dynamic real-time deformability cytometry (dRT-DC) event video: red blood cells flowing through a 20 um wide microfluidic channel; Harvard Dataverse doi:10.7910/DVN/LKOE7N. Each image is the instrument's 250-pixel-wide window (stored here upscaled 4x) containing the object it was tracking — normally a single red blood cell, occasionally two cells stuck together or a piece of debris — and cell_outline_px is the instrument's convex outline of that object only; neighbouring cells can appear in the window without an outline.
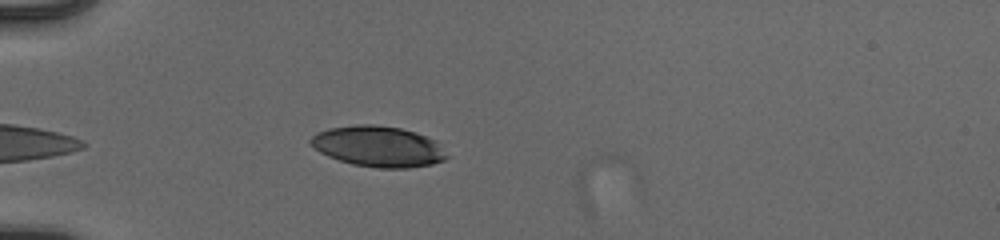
{"species": "human", "species_latin": "Homo sapiens", "temperature_condition": "cold", "stored_images_in_passage": 38, "camera_frame_rate_fps": 3000, "um_per_image_px": 0.085, "donor": {"sex": "male"}, "frame": {"image": 1, "passage_image": 1, "time_ms": 0.0, "image_size_px": [1000, 240], "cell_outline_px": [[448, 156], [444, 160], [432, 164], [408, 168], [376, 168], [352, 164], [328, 156], [320, 152], [308, 144], [308, 140], [316, 132], [328, 128], [356, 124], [372, 124], [400, 128], [416, 132], [428, 136], [436, 140]], "centroid_in_image_um": [32.13, 12.44], "position_along_channel_um": 52.9, "area_um2": 32.6}}
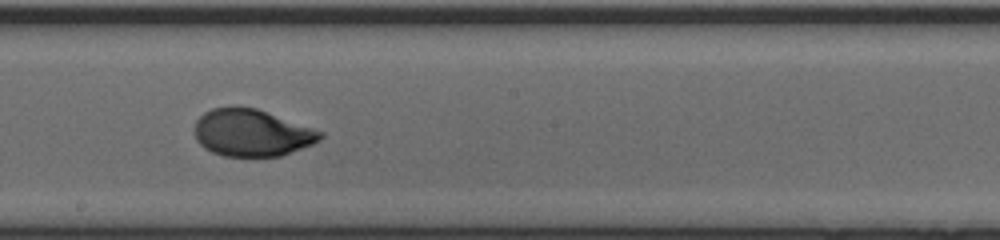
{"frame": {"image": 2, "passage_image": 16, "time_ms": 5.0, "image_size_px": [1000, 240], "cell_outline_px": [[324, 136], [320, 140], [312, 144], [280, 156], [224, 156], [212, 152], [204, 148], [196, 140], [192, 132], [192, 128], [196, 120], [204, 112], [212, 108], [256, 108], [324, 132]], "centroid_in_image_um": [21.36, 11.3], "position_along_channel_um": 226.8, "area_um2": 34.33}}
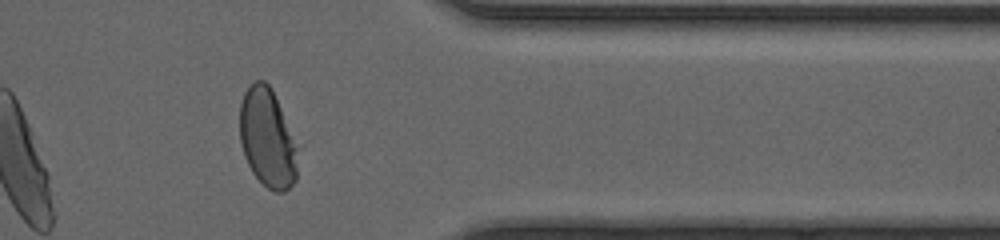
{"frame": {"image": 3, "passage_image": 29, "time_ms": 9.333, "image_size_px": [1000, 240], "cell_outline_px": [[296, 180], [284, 192], [276, 192], [268, 188], [252, 172], [244, 156], [240, 144], [240, 104], [244, 92], [256, 80], [264, 80], [272, 88], [296, 144]], "centroid_in_image_um": [22.7, 11.73], "position_along_channel_um": 388.7, "area_um2": 32.95}, "authors_computed_cell_mechanics": {"area_um2": 34.5355, "velocity_mm_per_s": 3.9242, "shape_relaxation_time_tau1_ms": 3.3935, "shape_relaxation_time_tau2_ms": null, "deformation_change_tau1": 0.1854, "deformation_change_tau2": null}}